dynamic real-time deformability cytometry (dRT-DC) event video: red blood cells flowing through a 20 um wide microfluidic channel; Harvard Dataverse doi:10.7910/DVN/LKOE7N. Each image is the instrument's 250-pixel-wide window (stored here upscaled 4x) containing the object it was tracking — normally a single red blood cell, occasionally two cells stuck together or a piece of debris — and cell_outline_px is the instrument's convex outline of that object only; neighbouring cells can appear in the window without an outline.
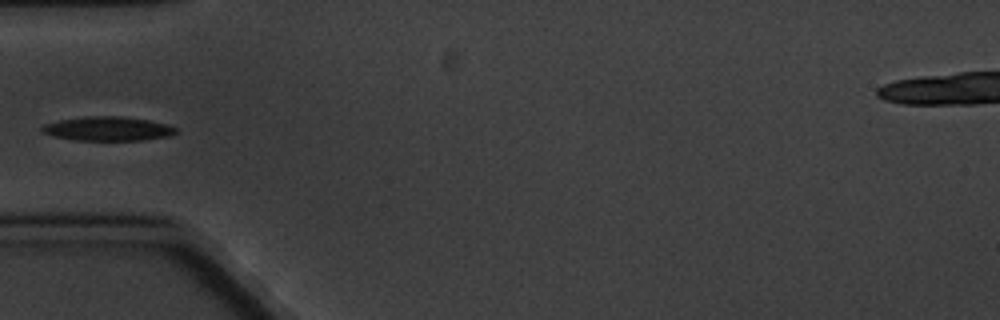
{"species": "common noctule bat (a hibernating species)", "species_latin": "Nyctalus noctula", "temperature_condition": "cold", "stored_images_in_passage": 9, "camera_frame_rate_fps": 3000, "um_per_image_px": 0.085, "animal": {"sex": "male", "body_mass_g": 20.1, "forearm_length_mm": 53.5}, "frame": {"image": 1, "passage_image": 4, "time_ms": 4.333, "image_size_px": [1000, 320], "cell_outline_px": [[176, 132], [168, 136], [144, 140], [72, 140], [52, 136], [40, 132], [40, 128], [44, 124], [60, 120], [84, 116], [120, 116], [148, 120], [168, 124], [176, 128]], "centroid_in_image_um": [9.11, 10.94], "position_along_channel_um": 75.9, "area_um2": 18.9}}
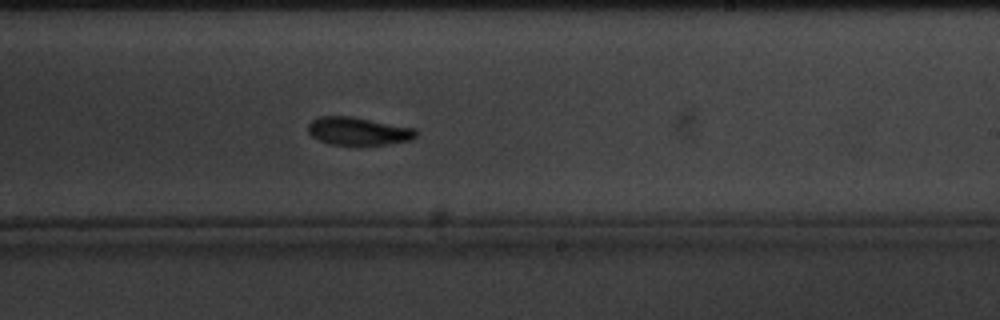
{"frame": {"image": 2, "passage_image": 9, "time_ms": 10.0, "image_size_px": [1000, 320], "cell_outline_px": [[416, 136], [412, 140], [388, 144], [360, 148], [356, 148], [328, 144], [312, 136], [308, 132], [308, 124], [316, 116], [352, 116], [416, 128]], "centroid_in_image_um": [30.45, 11.19], "position_along_channel_um": 258.6, "area_um2": 18.5}}